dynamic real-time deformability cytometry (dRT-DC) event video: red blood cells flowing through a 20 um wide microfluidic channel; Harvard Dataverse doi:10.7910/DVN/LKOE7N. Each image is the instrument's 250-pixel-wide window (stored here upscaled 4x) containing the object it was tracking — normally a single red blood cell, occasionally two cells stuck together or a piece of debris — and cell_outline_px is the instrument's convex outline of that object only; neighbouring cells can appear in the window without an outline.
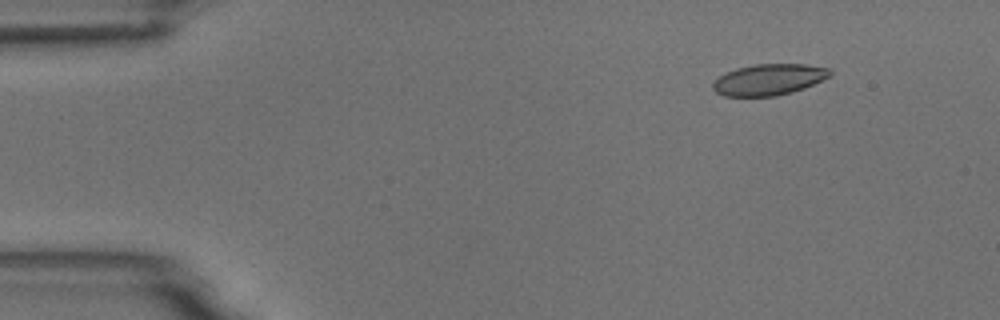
{"species": "common noctule bat (a hibernating species)", "species_latin": "Nyctalus noctula", "temperature_condition": "room temperature", "stored_images_in_passage": 5, "camera_frame_rate_fps": 3000, "um_per_image_px": 0.085, "animal": {"sex": "male", "body_mass_g": 18.8}, "frame": {"image": 1, "passage_image": 2, "time_ms": 1.333, "image_size_px": [1000, 320], "cell_outline_px": [[832, 76], [804, 88], [792, 92], [776, 96], [724, 96], [716, 92], [712, 88], [712, 84], [720, 76], [736, 68], [756, 64], [808, 64], [832, 68]], "centroid_in_image_um": [65.41, 6.76], "position_along_channel_um": 19.6, "area_um2": 21.39}}